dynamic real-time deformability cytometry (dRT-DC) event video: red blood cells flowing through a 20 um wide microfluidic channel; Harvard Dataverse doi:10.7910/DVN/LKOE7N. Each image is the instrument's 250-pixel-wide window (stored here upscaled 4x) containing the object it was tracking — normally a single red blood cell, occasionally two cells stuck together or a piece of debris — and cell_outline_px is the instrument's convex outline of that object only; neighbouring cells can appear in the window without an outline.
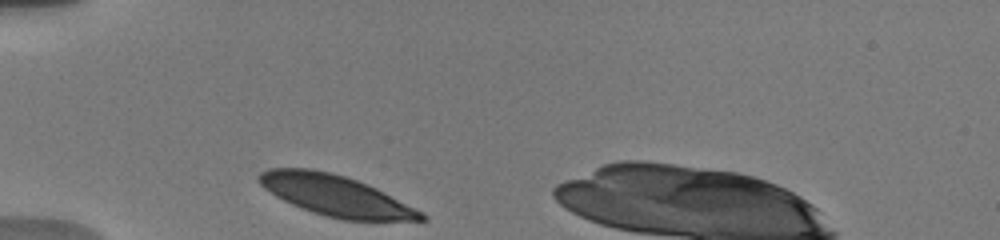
{"species": "human", "species_latin": "Homo sapiens", "temperature_condition": "warm", "stored_images_in_passage": 31, "camera_frame_rate_fps": 3000, "um_per_image_px": 0.085, "donor": {"sex": "male"}, "frame": {"image": 1, "passage_image": 1, "time_ms": 0.0, "image_size_px": [1000, 240], "cell_outline_px": [[428, 220], [344, 220], [324, 216], [312, 212], [292, 204], [276, 196], [264, 188], [256, 180], [256, 176], [260, 172], [268, 168], [312, 168], [344, 176], [368, 184], [424, 212], [428, 216]], "centroid_in_image_um": [28.52, 16.62], "position_along_channel_um": 56.5, "area_um2": 38.49}}
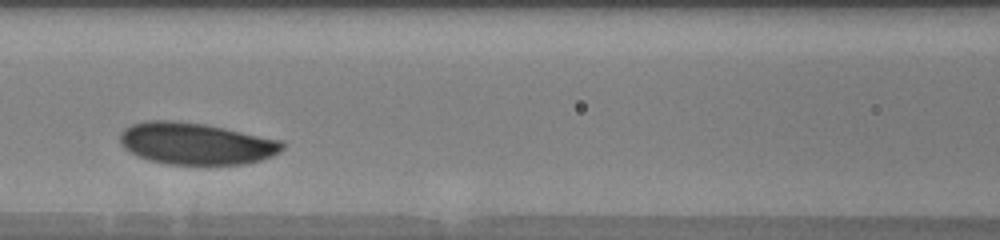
{"frame": {"image": 2, "passage_image": 9, "time_ms": 3.0, "image_size_px": [1000, 240], "cell_outline_px": [[284, 148], [280, 152], [272, 156], [260, 160], [244, 164], [168, 164], [148, 160], [124, 148], [120, 144], [120, 132], [124, 128], [132, 124], [144, 120], [176, 120], [208, 124], [284, 140]], "centroid_in_image_um": [16.68, 12.18], "position_along_channel_um": 149.9, "area_um2": 40.0}}
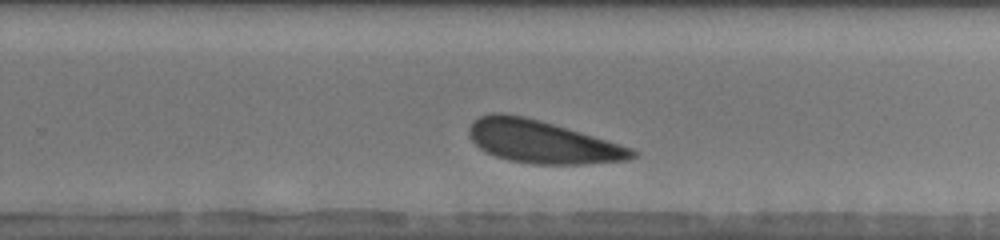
{"frame": {"image": 3, "passage_image": 18, "time_ms": 6.667, "image_size_px": [1000, 240], "cell_outline_px": [[636, 156], [628, 160], [584, 164], [532, 164], [508, 160], [496, 156], [480, 148], [468, 136], [468, 128], [472, 120], [480, 116], [492, 112], [500, 112], [524, 116], [540, 120], [620, 144], [632, 148], [636, 152]], "centroid_in_image_um": [46.04, 12.04], "position_along_channel_um": 283.8, "area_um2": 40.46}, "authors_computed_cell_mechanics": {"area_um2": 40.171, "velocity_mm_per_s": 3.6552, "shape_relaxation_time_tau1_ms": 1.3843, "shape_relaxation_time_tau2_ms": null, "deformation_change_tau1": 0.0517, "deformation_change_tau2": null}}